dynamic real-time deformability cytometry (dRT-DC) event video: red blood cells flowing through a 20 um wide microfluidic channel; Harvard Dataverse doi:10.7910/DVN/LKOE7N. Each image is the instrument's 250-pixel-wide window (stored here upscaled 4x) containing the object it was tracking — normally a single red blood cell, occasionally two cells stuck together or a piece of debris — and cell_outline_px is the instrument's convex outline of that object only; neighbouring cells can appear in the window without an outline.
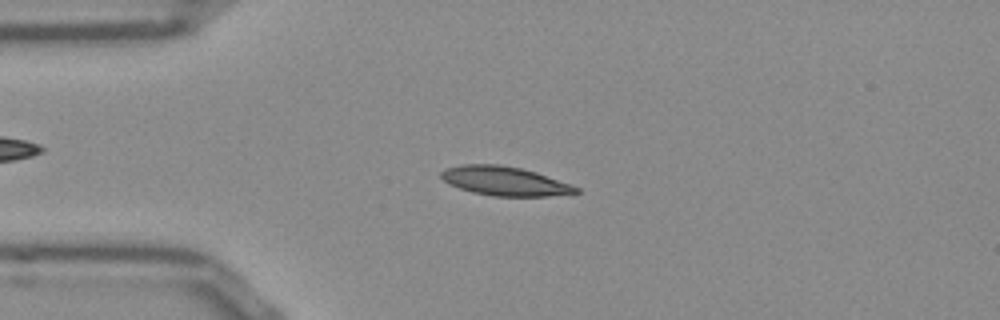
{"species": "Egyptian fruit bat (a non-hibernating species)", "species_latin": "Rousettus aegyptiacus", "temperature_condition": "room temperature", "stored_images_in_passage": 42, "camera_frame_rate_fps": 3000, "um_per_image_px": 0.085, "frame": {"image": 1, "passage_image": 2, "time_ms": 0.333, "image_size_px": [1000, 320], "cell_outline_px": [[580, 192], [548, 196], [492, 196], [472, 192], [448, 184], [440, 176], [440, 172], [444, 168], [464, 164], [500, 164], [520, 168], [536, 172], [572, 184], [580, 188]], "centroid_in_image_um": [42.89, 15.38], "position_along_channel_um": 42.1, "area_um2": 22.95}}
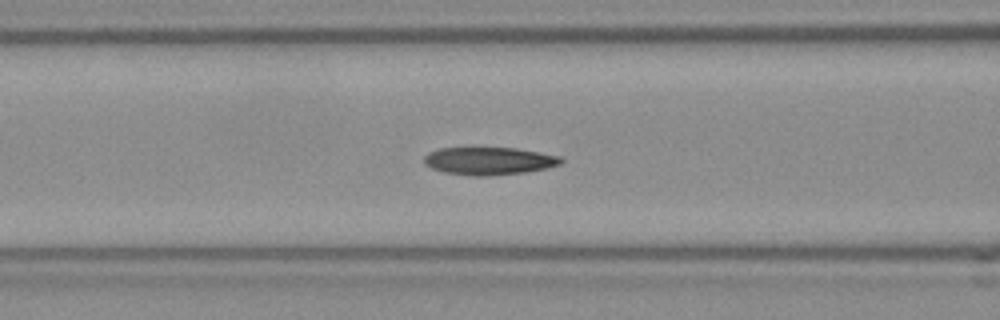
{"frame": {"image": 2, "passage_image": 10, "time_ms": 3.0, "image_size_px": [1000, 320], "cell_outline_px": [[564, 160], [560, 164], [544, 168], [524, 172], [488, 176], [472, 176], [444, 172], [432, 168], [424, 164], [424, 156], [428, 152], [440, 148], [516, 148], [560, 156]], "centroid_in_image_um": [41.53, 13.68], "position_along_channel_um": 125.1, "area_um2": 21.96}}
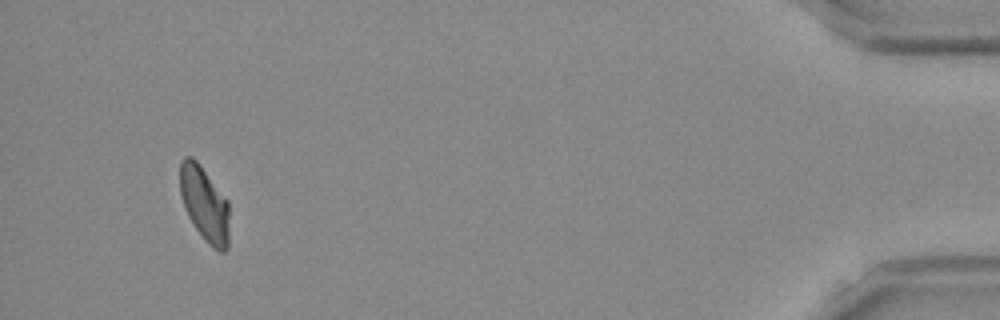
{"frame": {"image": 3, "passage_image": 39, "time_ms": 12.667, "image_size_px": [1000, 320], "cell_outline_px": [[228, 248], [224, 252], [220, 252], [212, 248], [204, 240], [188, 216], [184, 208], [180, 192], [180, 160], [184, 156], [192, 156], [200, 164], [228, 200]], "centroid_in_image_um": [17.38, 17.32], "position_along_channel_um": 417.8, "area_um2": 21.68}, "authors_computed_cell_mechanics": {"area_um2": 22.1663, "velocity_mm_per_s": 3.8347, "shape_relaxation_time_tau1_ms": null, "shape_relaxation_time_tau2_ms": 3.0417, "deformation_change_tau1": null, "deformation_change_tau2": 0.0809}}